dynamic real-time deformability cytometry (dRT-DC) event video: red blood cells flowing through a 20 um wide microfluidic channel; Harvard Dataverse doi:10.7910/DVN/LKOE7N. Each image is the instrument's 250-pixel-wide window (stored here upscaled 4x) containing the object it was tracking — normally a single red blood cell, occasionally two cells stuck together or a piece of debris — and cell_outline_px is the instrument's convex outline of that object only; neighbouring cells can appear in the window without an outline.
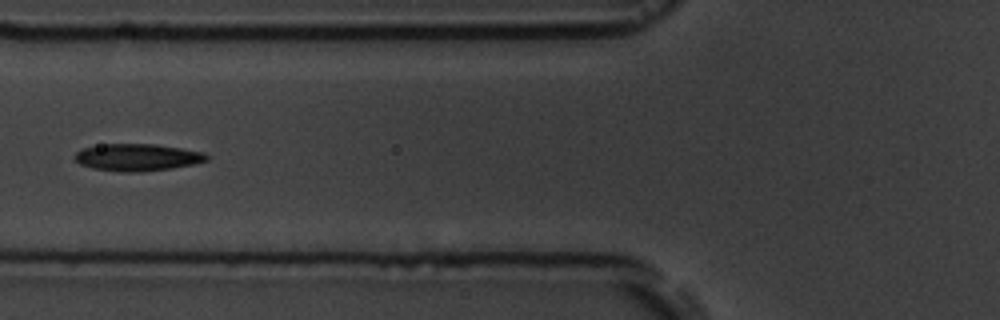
{"species": "common noctule bat (a hibernating species)", "species_latin": "Nyctalus noctula", "temperature_condition": "room temperature", "stored_images_in_passage": 15, "camera_frame_rate_fps": 3000, "um_per_image_px": 0.085, "animal": {"sex": "male", "body_mass_g": 19.5, "forearm_length_mm": 54.6}, "frame": {"image": 1, "passage_image": 5, "time_ms": 5.333, "image_size_px": [1000, 320], "cell_outline_px": [[208, 160], [192, 164], [172, 168], [140, 172], [120, 172], [92, 168], [80, 164], [76, 160], [76, 152], [84, 148], [104, 144], [156, 144], [204, 152], [208, 156]], "centroid_in_image_um": [11.69, 13.38], "position_along_channel_um": 114.1, "area_um2": 20.69}}
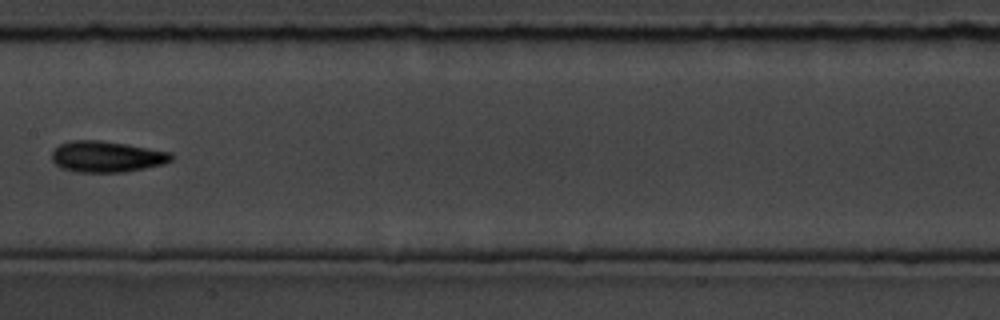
{"frame": {"image": 2, "passage_image": 7, "time_ms": 7.667, "image_size_px": [1000, 320], "cell_outline_px": [[172, 160], [164, 164], [124, 172], [76, 172], [60, 168], [52, 160], [52, 152], [60, 144], [72, 140], [100, 140], [172, 152]], "centroid_in_image_um": [9.05, 13.32], "position_along_channel_um": 198.3, "area_um2": 21.56}}
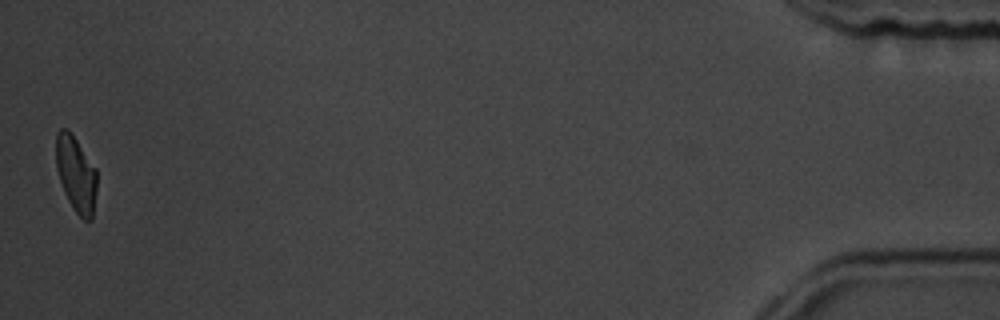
{"frame": {"image": 3, "passage_image": 15, "time_ms": 16.667, "image_size_px": [1000, 320], "cell_outline_px": [[96, 192], [92, 220], [84, 220], [76, 212], [68, 200], [64, 192], [56, 168], [56, 132], [60, 128], [68, 128], [72, 132], [96, 168]], "centroid_in_image_um": [6.45, 14.75], "position_along_channel_um": 428.7, "area_um2": 18.21}, "authors_computed_cell_mechanics": {"area_um2": 19.941, "velocity_mm_per_s": 3.6145, "shape_relaxation_time_tau1_ms": 5.9979, "shape_relaxation_time_tau2_ms": 5.088, "deformation_change_tau1": 0.1611, "deformation_change_tau2": 0.112}}